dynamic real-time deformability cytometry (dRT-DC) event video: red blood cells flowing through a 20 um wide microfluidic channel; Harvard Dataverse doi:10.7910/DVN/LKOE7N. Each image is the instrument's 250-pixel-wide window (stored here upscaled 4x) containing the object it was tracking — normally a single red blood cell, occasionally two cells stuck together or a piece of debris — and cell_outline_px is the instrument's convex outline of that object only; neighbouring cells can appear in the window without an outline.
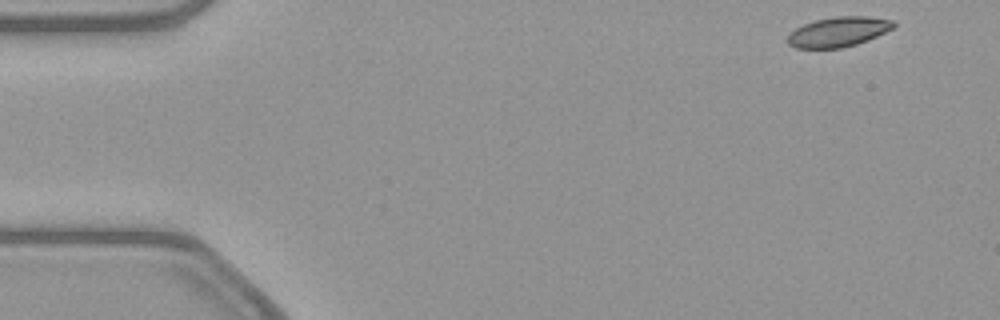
{"species": "common noctule bat (a hibernating species)", "species_latin": "Nyctalus noctula", "temperature_condition": "warm", "stored_images_in_passage": 51, "camera_frame_rate_fps": 3000, "um_per_image_px": 0.085, "animal": {"sex": "female", "body_mass_g": 21.9}, "frame": {"image": 1, "passage_image": 1, "time_ms": 0.0, "image_size_px": [1000, 320], "cell_outline_px": [[896, 28], [868, 40], [856, 44], [840, 48], [796, 48], [788, 44], [788, 36], [796, 28], [804, 24], [816, 20], [836, 16], [868, 16], [896, 20]], "centroid_in_image_um": [71.34, 2.69], "position_along_channel_um": 13.7, "area_um2": 18.55}}
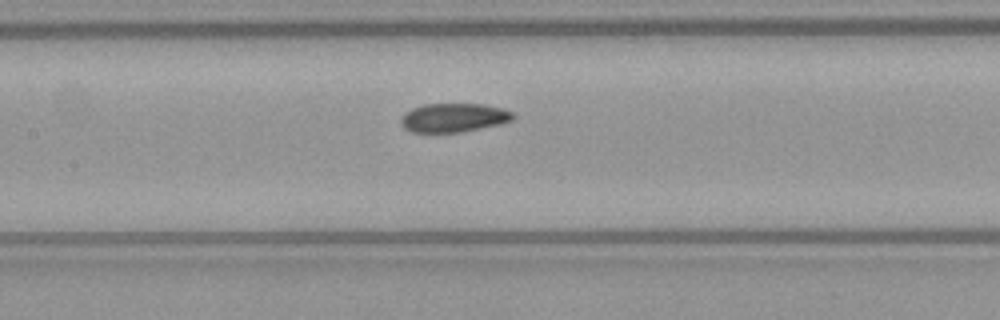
{"frame": {"image": 2, "passage_image": 22, "time_ms": 7.0, "image_size_px": [1000, 320], "cell_outline_px": [[516, 116], [512, 120], [500, 124], [460, 132], [412, 132], [404, 128], [400, 120], [404, 112], [412, 108], [424, 104], [480, 104], [504, 108], [512, 112]], "centroid_in_image_um": [38.56, 9.99], "position_along_channel_um": 168.8, "area_um2": 18.84}}
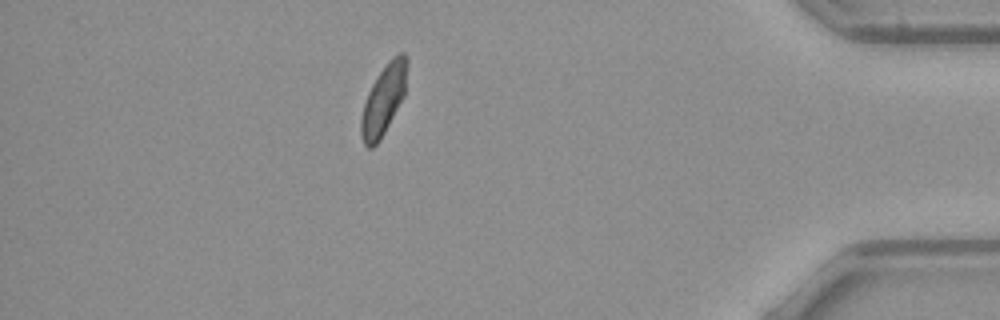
{"frame": {"image": 3, "passage_image": 44, "time_ms": 14.333, "image_size_px": [1000, 320], "cell_outline_px": [[408, 64], [404, 96], [380, 140], [372, 148], [368, 148], [364, 144], [360, 136], [360, 120], [364, 104], [368, 92], [372, 84], [388, 60], [392, 56], [400, 52], [404, 52], [408, 60]], "centroid_in_image_um": [32.61, 8.46], "position_along_channel_um": 402.6, "area_um2": 18.79}, "authors_computed_cell_mechanics": {"area_um2": 19.1318, "velocity_mm_per_s": 3.8427, "shape_relaxation_time_tau1_ms": 9.3243, "shape_relaxation_time_tau2_ms": 2.1147, "deformation_change_tau1": 0.1701, "deformation_change_tau2": 0.0553}}